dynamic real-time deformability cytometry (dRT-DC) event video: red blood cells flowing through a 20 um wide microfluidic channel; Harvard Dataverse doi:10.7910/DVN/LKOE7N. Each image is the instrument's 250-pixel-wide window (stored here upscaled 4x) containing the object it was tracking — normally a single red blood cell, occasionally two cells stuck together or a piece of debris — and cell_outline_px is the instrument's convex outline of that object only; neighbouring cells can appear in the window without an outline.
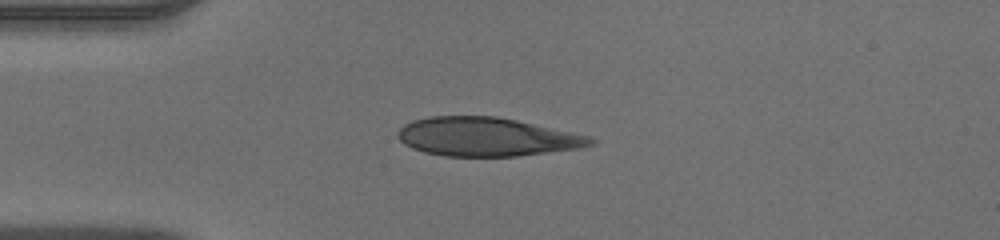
{"species": "human", "species_latin": "Homo sapiens", "temperature_condition": "warm", "stored_images_in_passage": 36, "camera_frame_rate_fps": 3000, "um_per_image_px": 0.085, "donor": {"sex": "male"}, "frame": {"image": 1, "passage_image": 1, "time_ms": 0.0, "image_size_px": [1000, 240], "cell_outline_px": [[596, 140], [592, 144], [580, 148], [516, 156], [444, 156], [424, 152], [412, 148], [404, 144], [396, 136], [396, 132], [404, 124], [412, 120], [428, 116], [496, 116], [516, 120], [592, 136]], "centroid_in_image_um": [41.34, 11.62], "position_along_channel_um": 43.7, "area_um2": 43.58}}
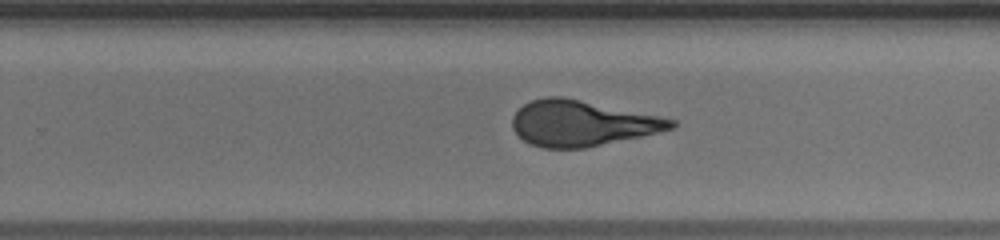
{"frame": {"image": 2, "passage_image": 19, "time_ms": 6.0, "image_size_px": [1000, 240], "cell_outline_px": [[676, 128], [640, 136], [584, 148], [544, 148], [532, 144], [524, 140], [512, 128], [512, 116], [524, 104], [532, 100], [544, 96], [564, 96], [660, 116], [676, 120]], "centroid_in_image_um": [49.46, 10.46], "position_along_channel_um": 280.3, "area_um2": 42.08}}
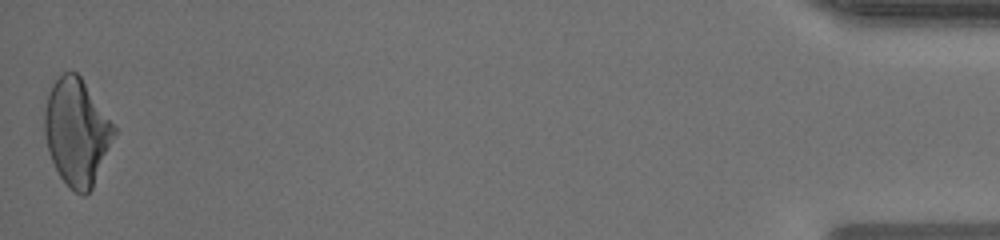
{"frame": {"image": 3, "passage_image": 36, "time_ms": 11.667, "image_size_px": [1000, 240], "cell_outline_px": [[116, 132], [92, 188], [84, 196], [80, 196], [60, 176], [48, 152], [44, 132], [44, 112], [48, 92], [52, 84], [64, 72], [76, 72], [80, 76], [116, 128]], "centroid_in_image_um": [6.5, 11.21], "position_along_channel_um": 428.7, "area_um2": 42.54}}